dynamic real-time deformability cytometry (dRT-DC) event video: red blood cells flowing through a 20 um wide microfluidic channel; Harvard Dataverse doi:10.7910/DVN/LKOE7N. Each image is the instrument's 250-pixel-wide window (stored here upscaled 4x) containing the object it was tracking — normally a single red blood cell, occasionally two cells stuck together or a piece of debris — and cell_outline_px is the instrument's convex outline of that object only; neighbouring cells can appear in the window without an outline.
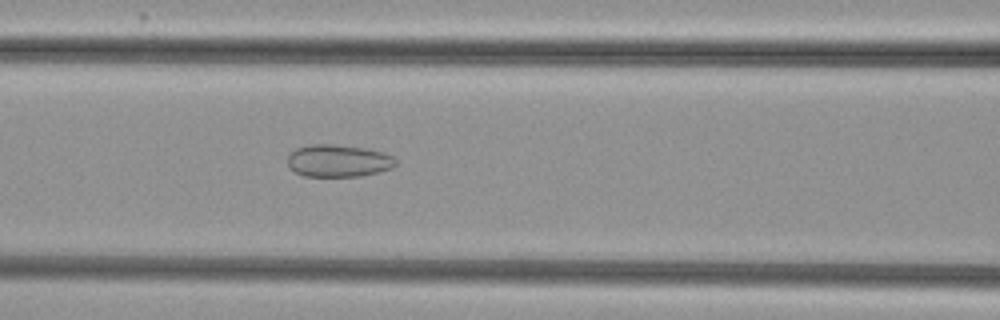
{"species": "common noctule bat (a hibernating species)", "species_latin": "Nyctalus noctula", "temperature_condition": "cold", "stored_images_in_passage": 30, "camera_frame_rate_fps": 3000, "um_per_image_px": 0.085, "animal": {"sex": "female", "body_mass_g": 29.2, "forearm_length_mm": 56.3}, "frame": {"image": 1, "passage_image": 11, "time_ms": 3.333, "image_size_px": [1000, 320], "cell_outline_px": [[396, 164], [392, 168], [360, 176], [304, 176], [288, 168], [288, 156], [296, 148], [308, 144], [332, 144], [368, 148], [384, 152], [392, 156], [396, 160]], "centroid_in_image_um": [28.75, 13.65], "position_along_channel_um": 137.9, "area_um2": 20.46}}
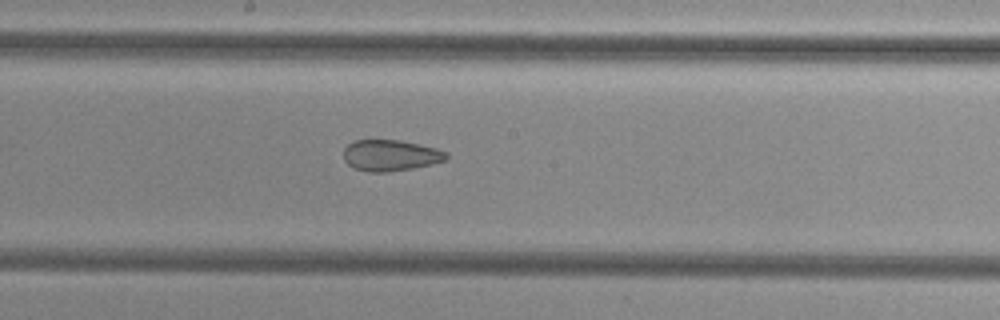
{"frame": {"image": 2, "passage_image": 17, "time_ms": 5.333, "image_size_px": [1000, 320], "cell_outline_px": [[448, 160], [412, 168], [388, 172], [368, 172], [352, 168], [344, 160], [344, 148], [352, 140], [400, 140], [420, 144], [436, 148], [448, 152]], "centroid_in_image_um": [33.19, 13.2], "position_along_channel_um": 215.0, "area_um2": 18.84}}
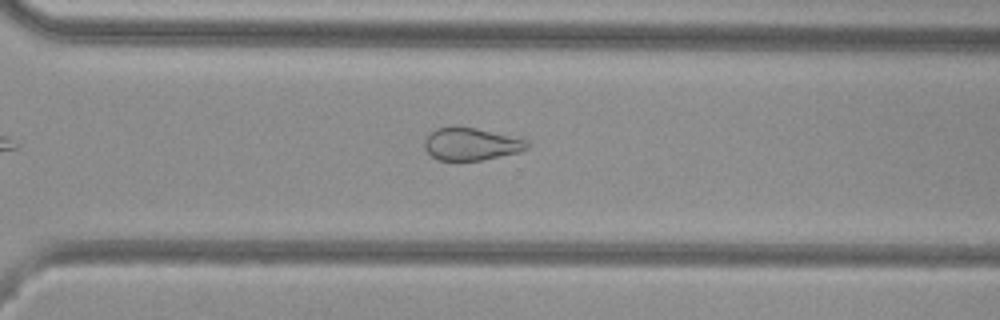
{"frame": {"image": 3, "passage_image": 26, "time_ms": 8.333, "image_size_px": [1000, 320], "cell_outline_px": [[528, 148], [520, 152], [484, 160], [436, 160], [424, 148], [424, 140], [436, 128], [476, 128], [528, 140]], "centroid_in_image_um": [40.06, 12.27], "position_along_channel_um": 330.5, "area_um2": 19.13}}